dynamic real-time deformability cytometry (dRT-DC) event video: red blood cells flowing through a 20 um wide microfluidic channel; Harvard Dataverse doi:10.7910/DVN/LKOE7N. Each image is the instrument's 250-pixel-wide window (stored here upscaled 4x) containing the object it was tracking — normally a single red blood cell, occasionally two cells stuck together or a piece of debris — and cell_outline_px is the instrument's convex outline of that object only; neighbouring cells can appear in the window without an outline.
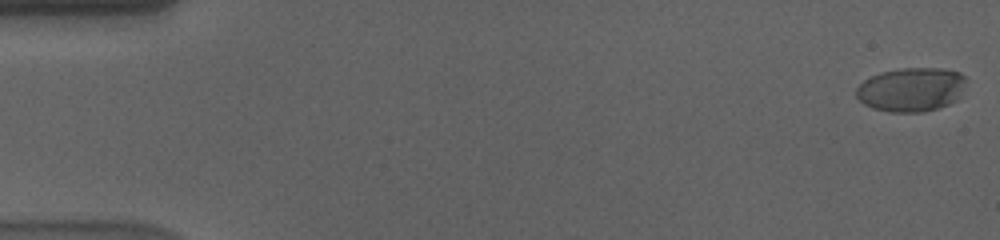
{"species": "human", "species_latin": "Homo sapiens", "temperature_condition": "cold", "stored_images_in_passage": 57, "camera_frame_rate_fps": 3000, "um_per_image_px": 0.085, "donor": {"sex": "male"}, "frame": {"image": 1, "passage_image": 1, "time_ms": 0.0, "image_size_px": [1000, 240], "cell_outline_px": [[964, 80], [956, 100], [948, 104], [924, 112], [888, 112], [872, 108], [864, 104], [856, 96], [856, 88], [864, 80], [880, 72], [904, 68], [940, 68], [960, 72], [964, 76]], "centroid_in_image_um": [77.4, 7.61], "position_along_channel_um": 7.6, "area_um2": 27.86}}
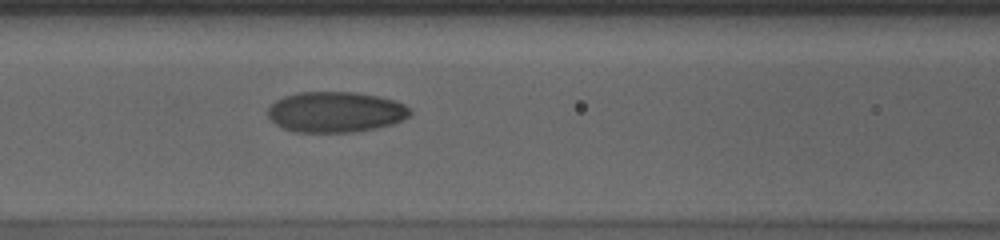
{"frame": {"image": 2, "passage_image": 25, "time_ms": 8.0, "image_size_px": [1000, 240], "cell_outline_px": [[412, 112], [404, 120], [392, 124], [376, 128], [352, 132], [296, 132], [284, 128], [276, 124], [268, 116], [268, 108], [276, 100], [284, 96], [296, 92], [356, 92], [396, 100], [412, 108]], "centroid_in_image_um": [28.55, 9.51], "position_along_channel_um": 138.0, "area_um2": 33.81}}
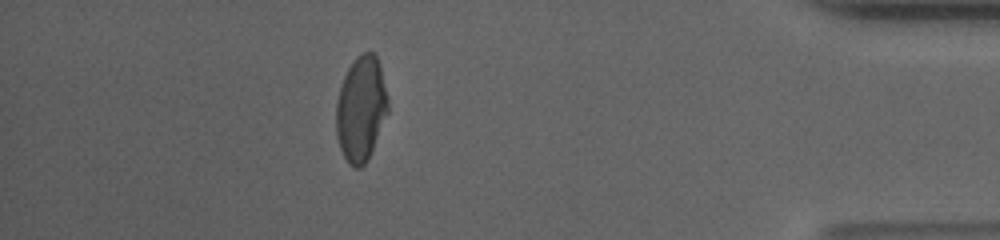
{"frame": {"image": 3, "passage_image": 51, "time_ms": 16.667, "image_size_px": [1000, 240], "cell_outline_px": [[388, 112], [368, 160], [360, 168], [356, 168], [348, 164], [340, 148], [336, 136], [336, 104], [340, 88], [344, 76], [348, 68], [356, 56], [364, 52], [372, 52], [376, 56], [380, 64], [388, 100]], "centroid_in_image_um": [30.68, 9.26], "position_along_channel_um": 404.5, "area_um2": 31.73}, "authors_computed_cell_mechanics": {"area_um2": 32.368, "velocity_mm_per_s": 3.5989, "shape_relaxation_time_tau1_ms": 5.5626, "shape_relaxation_time_tau2_ms": 1.5901, "deformation_change_tau1": 0.1853, "deformation_change_tau2": 0.0517}}